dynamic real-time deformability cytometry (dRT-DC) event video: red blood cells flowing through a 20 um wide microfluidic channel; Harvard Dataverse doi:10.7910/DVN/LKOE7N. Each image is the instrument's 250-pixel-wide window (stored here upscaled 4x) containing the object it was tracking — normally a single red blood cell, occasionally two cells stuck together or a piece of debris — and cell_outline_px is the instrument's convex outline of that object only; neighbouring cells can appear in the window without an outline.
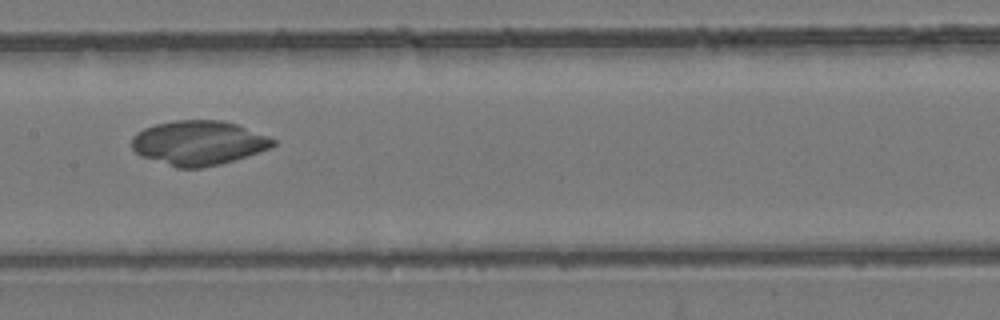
{"species": "common noctule bat (a hibernating species)", "species_latin": "Nyctalus noctula", "temperature_condition": "room temperature", "stored_images_in_passage": 37, "camera_frame_rate_fps": 3000, "um_per_image_px": 0.085, "animal": {"sex": "female", "body_mass_g": 24.6, "forearm_length_mm": 56.2}, "frame": {"image": 1, "passage_image": 13, "time_ms": 4.0, "image_size_px": [1000, 320], "cell_outline_px": [[276, 144], [268, 148], [220, 164], [200, 168], [176, 168], [140, 156], [132, 148], [132, 136], [136, 132], [144, 128], [156, 124], [176, 120], [224, 120], [236, 124], [268, 136], [276, 140]], "centroid_in_image_um": [16.82, 12.14], "position_along_channel_um": 190.6, "area_um2": 36.41}}
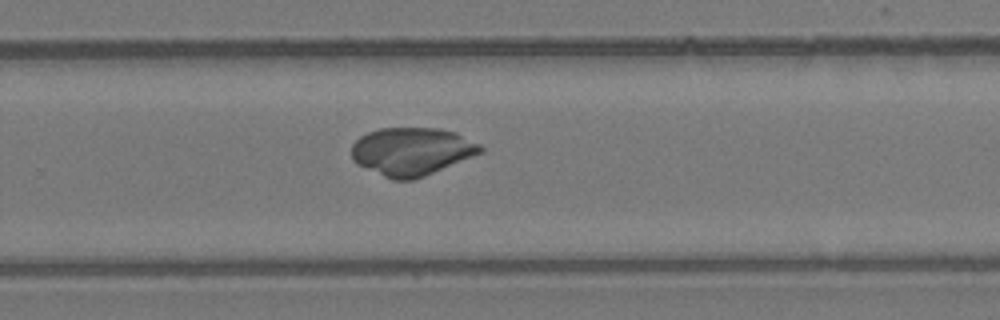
{"frame": {"image": 2, "passage_image": 21, "time_ms": 6.667, "image_size_px": [1000, 320], "cell_outline_px": [[484, 152], [424, 176], [412, 180], [392, 180], [356, 164], [352, 160], [352, 144], [360, 136], [368, 132], [380, 128], [436, 128], [456, 132], [480, 144], [484, 148]], "centroid_in_image_um": [34.99, 12.87], "position_along_channel_um": 294.8, "area_um2": 36.13}}
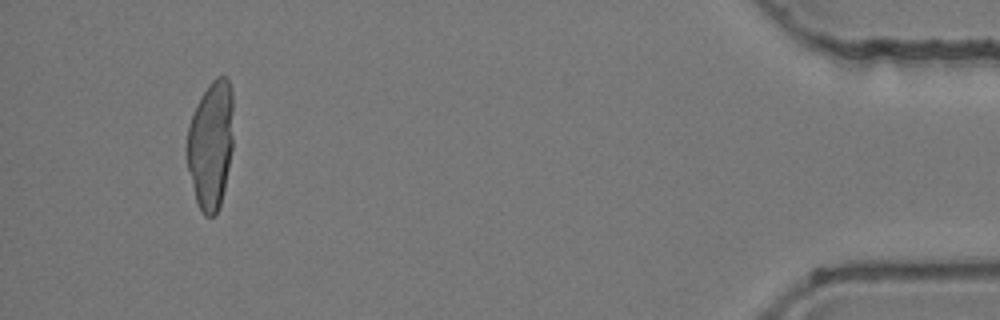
{"frame": {"image": 3, "passage_image": 36, "time_ms": 11.667, "image_size_px": [1000, 320], "cell_outline_px": [[232, 148], [224, 188], [220, 204], [216, 216], [204, 216], [196, 200], [188, 168], [188, 124], [208, 84], [216, 76], [228, 76], [232, 88]], "centroid_in_image_um": [17.93, 12.28], "position_along_channel_um": 417.3, "area_um2": 34.22}}